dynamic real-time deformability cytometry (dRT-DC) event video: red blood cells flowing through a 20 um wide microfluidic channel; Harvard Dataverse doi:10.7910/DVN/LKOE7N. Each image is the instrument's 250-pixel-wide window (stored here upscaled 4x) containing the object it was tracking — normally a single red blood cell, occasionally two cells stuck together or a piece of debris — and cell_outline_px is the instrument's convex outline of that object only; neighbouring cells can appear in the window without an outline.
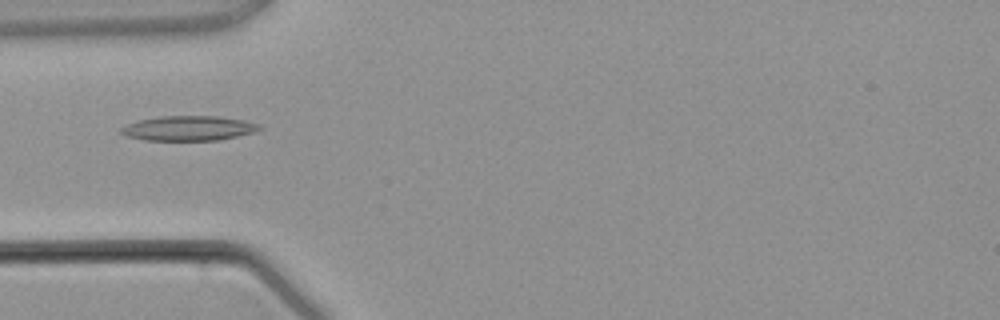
{"species": "common noctule bat (a hibernating species)", "species_latin": "Nyctalus noctula", "temperature_condition": "warm", "stored_images_in_passage": 4, "camera_frame_rate_fps": 3000, "um_per_image_px": 0.085, "animal": {"sex": "male", "body_mass_g": 21.5, "forearm_length_mm": 52.0}, "frame": {"image": 1, "passage_image": 4, "time_ms": 3.667, "image_size_px": [1000, 320], "cell_outline_px": [[260, 128], [256, 132], [220, 140], [144, 140], [124, 136], [120, 132], [120, 128], [128, 124], [140, 120], [160, 116], [216, 116], [244, 120], [260, 124]], "centroid_in_image_um": [16.03, 10.9], "position_along_channel_um": 69.0, "area_um2": 20.0}}